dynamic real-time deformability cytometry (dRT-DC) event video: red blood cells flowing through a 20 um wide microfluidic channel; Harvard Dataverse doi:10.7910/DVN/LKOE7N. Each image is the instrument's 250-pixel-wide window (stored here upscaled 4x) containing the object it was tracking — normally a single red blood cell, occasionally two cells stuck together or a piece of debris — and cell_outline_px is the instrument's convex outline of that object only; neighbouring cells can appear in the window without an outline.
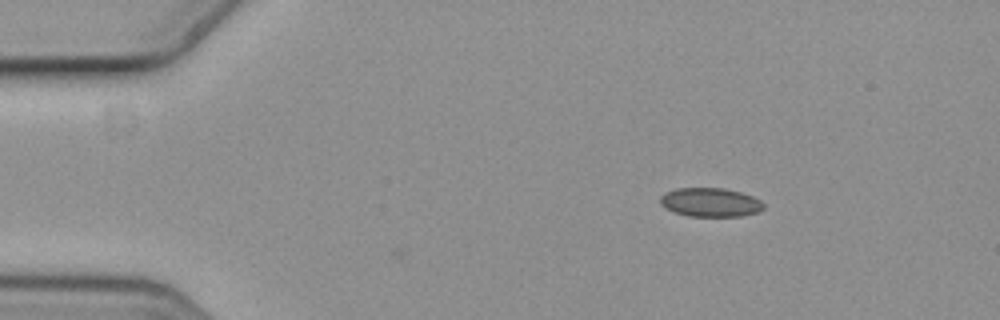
{"species": "common noctule bat (a hibernating species)", "species_latin": "Nyctalus noctula", "temperature_condition": "cold", "stored_images_in_passage": 2, "camera_frame_rate_fps": 3000, "um_per_image_px": 0.085, "animal": {"sex": "female", "body_mass_g": 19.3, "forearm_length_mm": 54.1}, "frame": {"image": 1, "passage_image": 2, "time_ms": 0.333, "image_size_px": [1000, 320], "cell_outline_px": [[764, 208], [756, 212], [740, 216], [688, 216], [676, 212], [660, 204], [660, 196], [676, 188], [724, 188], [740, 192], [752, 196], [760, 200], [764, 204]], "centroid_in_image_um": [60.39, 17.19], "position_along_channel_um": 24.6, "area_um2": 17.17}}